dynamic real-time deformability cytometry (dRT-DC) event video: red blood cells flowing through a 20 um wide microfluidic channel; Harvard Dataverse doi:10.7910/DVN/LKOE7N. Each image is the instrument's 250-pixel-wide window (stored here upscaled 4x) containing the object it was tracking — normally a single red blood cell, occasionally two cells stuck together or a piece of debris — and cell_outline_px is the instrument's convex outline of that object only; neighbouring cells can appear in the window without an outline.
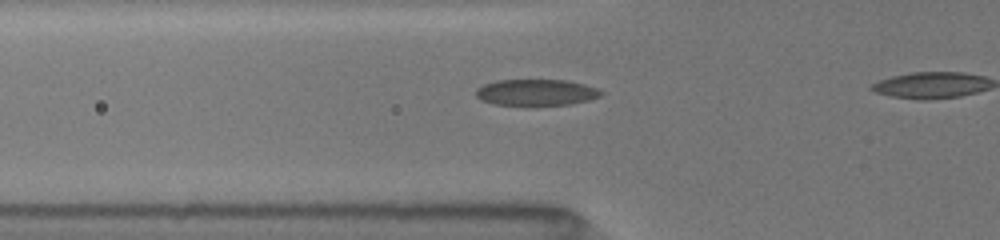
{"species": "common noctule bat (a hibernating species)", "species_latin": "Nyctalus noctula", "temperature_condition": "room temperature", "stored_images_in_passage": 4, "segment_of_instrument_passage": [1, 2], "camera_frame_rate_fps": 3000, "um_per_image_px": 0.085, "animal": {"sex": "female", "body_mass_g": 19.5, "forearm_length_mm": 54.1}, "frame": {"image": 1, "passage_image": 2, "time_ms": 0.333, "image_size_px": [1000, 240], "cell_outline_px": [[604, 92], [600, 96], [588, 100], [572, 104], [536, 108], [524, 108], [496, 104], [480, 100], [476, 96], [476, 88], [484, 84], [496, 80], [568, 80], [584, 84], [596, 88]], "centroid_in_image_um": [45.55, 7.9], "position_along_channel_um": 80.2, "area_um2": 20.17}}